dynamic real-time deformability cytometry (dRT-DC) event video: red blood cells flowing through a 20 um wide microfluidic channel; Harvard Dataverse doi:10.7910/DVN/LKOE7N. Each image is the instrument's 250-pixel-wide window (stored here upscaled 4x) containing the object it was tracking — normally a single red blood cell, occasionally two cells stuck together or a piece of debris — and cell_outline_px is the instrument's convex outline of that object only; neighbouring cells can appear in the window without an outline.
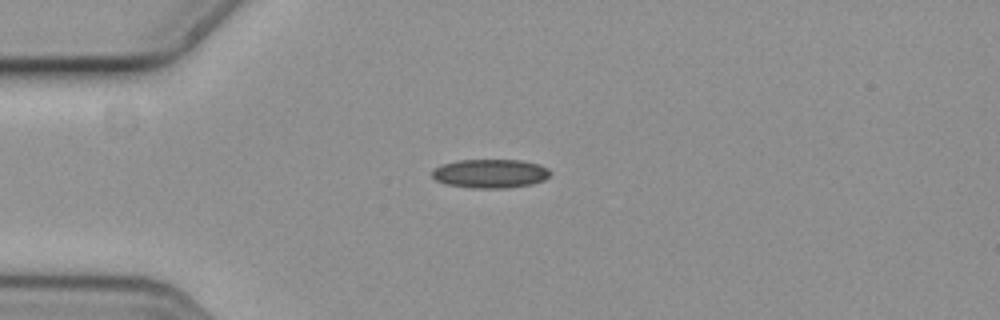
{"species": "common noctule bat (a hibernating species)", "species_latin": "Nyctalus noctula", "temperature_condition": "cold", "stored_images_in_passage": 49, "camera_frame_rate_fps": 3000, "um_per_image_px": 0.085, "animal": {"sex": "female", "body_mass_g": 19.3, "forearm_length_mm": 54.1}, "frame": {"image": 1, "passage_image": 13, "time_ms": 4.0, "image_size_px": [1000, 320], "cell_outline_px": [[552, 172], [544, 180], [532, 184], [508, 188], [472, 188], [444, 184], [436, 180], [432, 176], [432, 168], [440, 164], [456, 160], [520, 160], [540, 164], [548, 168]], "centroid_in_image_um": [41.65, 14.75], "position_along_channel_um": 43.4, "area_um2": 20.17}}
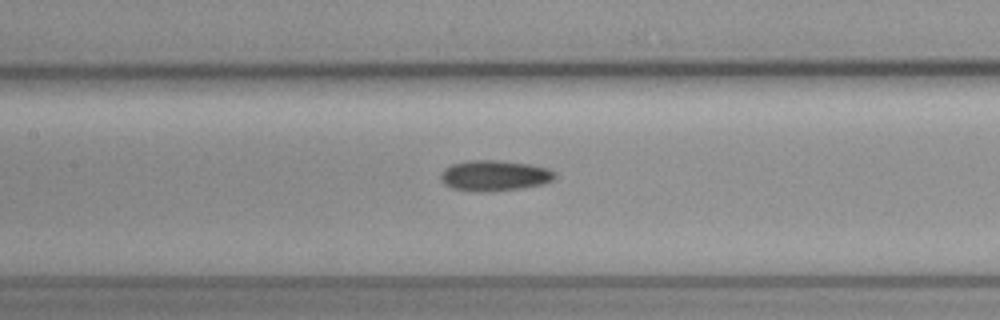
{"frame": {"image": 2, "passage_image": 25, "time_ms": 8.0, "image_size_px": [1000, 320], "cell_outline_px": [[556, 176], [552, 180], [544, 184], [488, 192], [476, 192], [452, 188], [444, 184], [440, 176], [444, 168], [452, 164], [468, 160], [500, 160], [528, 164], [548, 168], [556, 172]], "centroid_in_image_um": [42.02, 14.92], "position_along_channel_um": 165.4, "area_um2": 20.4}}
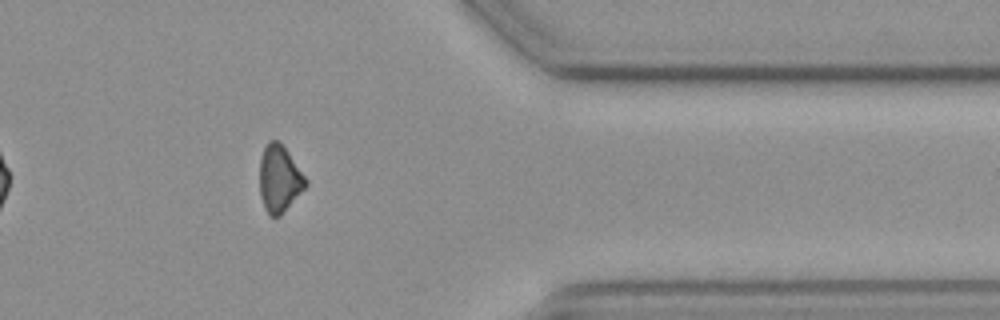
{"frame": {"image": 3, "passage_image": 45, "time_ms": 14.667, "image_size_px": [1000, 320], "cell_outline_px": [[308, 184], [280, 216], [268, 216], [264, 208], [260, 196], [260, 156], [268, 140], [280, 140], [308, 180]], "centroid_in_image_um": [23.74, 15.18], "position_along_channel_um": 387.7, "area_um2": 18.09}}